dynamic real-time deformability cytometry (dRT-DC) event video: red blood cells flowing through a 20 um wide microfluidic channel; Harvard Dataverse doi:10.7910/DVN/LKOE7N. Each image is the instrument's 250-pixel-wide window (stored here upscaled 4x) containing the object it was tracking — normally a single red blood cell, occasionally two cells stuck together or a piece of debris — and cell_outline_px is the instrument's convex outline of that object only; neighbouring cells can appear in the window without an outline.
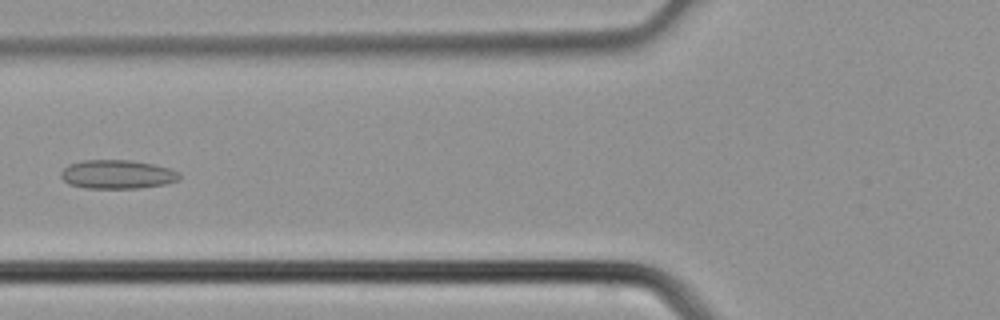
{"species": "common noctule bat (a hibernating species)", "species_latin": "Nyctalus noctula", "temperature_condition": "cold", "stored_images_in_passage": 38, "camera_frame_rate_fps": 3000, "um_per_image_px": 0.085, "animal": {"sex": "male", "body_mass_g": 21.5, "forearm_length_mm": 52.0}, "frame": {"image": 1, "passage_image": 15, "time_ms": 4.667, "image_size_px": [1000, 320], "cell_outline_px": [[180, 180], [164, 184], [140, 188], [84, 188], [68, 184], [60, 176], [60, 172], [68, 164], [84, 160], [132, 160], [172, 168], [180, 172]], "centroid_in_image_um": [9.98, 14.82], "position_along_channel_um": 115.8, "area_um2": 20.11}}
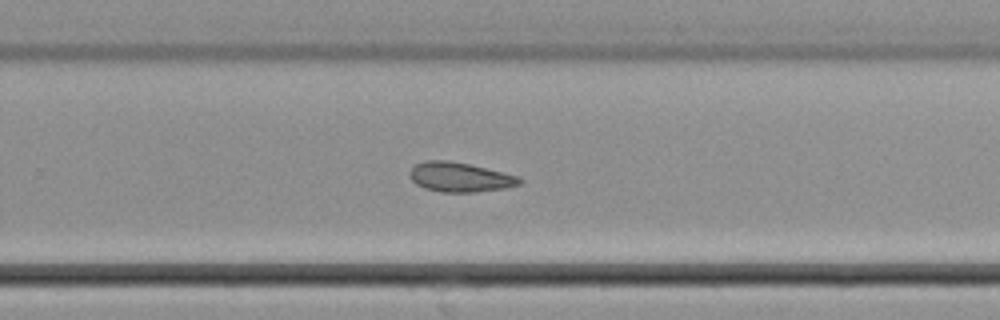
{"frame": {"image": 2, "passage_image": 25, "time_ms": 8.0, "image_size_px": [1000, 320], "cell_outline_px": [[524, 180], [520, 184], [504, 188], [476, 192], [440, 192], [424, 188], [416, 184], [408, 176], [408, 172], [416, 164], [424, 160], [444, 160], [468, 164], [516, 176]], "centroid_in_image_um": [39.03, 15.06], "position_along_channel_um": 290.8, "area_um2": 18.73}}
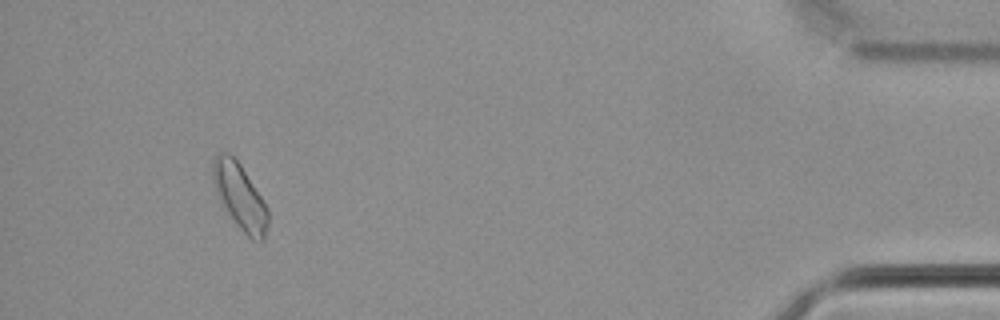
{"frame": {"image": 3, "passage_image": 36, "time_ms": 11.667, "image_size_px": [1000, 320], "cell_outline_px": [[268, 224], [264, 240], [252, 240], [236, 224], [220, 200], [216, 192], [212, 176], [212, 160], [216, 152], [228, 152], [240, 164], [268, 208]], "centroid_in_image_um": [20.37, 16.67], "position_along_channel_um": 414.8, "area_um2": 20.81}}